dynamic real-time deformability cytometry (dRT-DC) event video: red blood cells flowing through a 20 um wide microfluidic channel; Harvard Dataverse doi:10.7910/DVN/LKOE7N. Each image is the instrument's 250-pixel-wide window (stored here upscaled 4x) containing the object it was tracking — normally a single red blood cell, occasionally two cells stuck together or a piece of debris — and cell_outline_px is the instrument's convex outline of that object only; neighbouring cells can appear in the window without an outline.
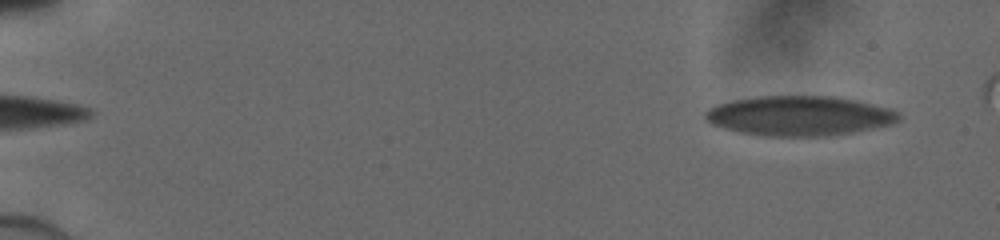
{"species": "human", "species_latin": "Homo sapiens", "temperature_condition": "cold", "stored_images_in_passage": 49, "camera_frame_rate_fps": 3000, "um_per_image_px": 0.085, "donor": {"sex": "male"}, "frame": {"image": 1, "passage_image": 3, "time_ms": 0.667, "image_size_px": [1000, 240], "cell_outline_px": [[900, 120], [892, 124], [848, 132], [824, 136], [768, 136], [740, 132], [712, 124], [704, 116], [704, 112], [716, 104], [732, 100], [760, 96], [828, 96], [852, 100], [884, 108], [896, 112], [900, 116]], "centroid_in_image_um": [67.86, 9.84], "position_along_channel_um": 17.1, "area_um2": 43.93}}
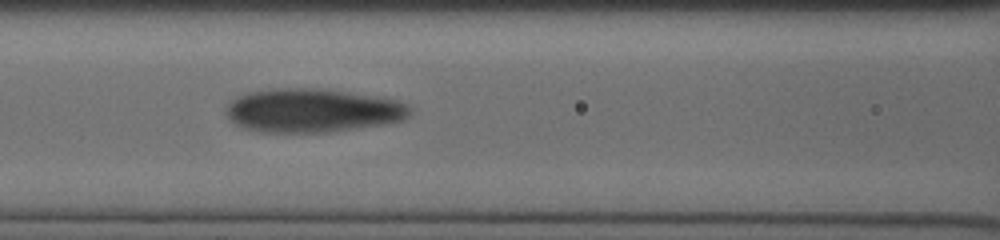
{"frame": {"image": 2, "passage_image": 23, "time_ms": 7.333, "image_size_px": [1000, 240], "cell_outline_px": [[412, 108], [408, 116], [404, 120], [380, 124], [328, 132], [260, 132], [244, 128], [236, 124], [224, 112], [228, 104], [236, 96], [248, 92], [280, 88], [320, 88], [384, 96], [396, 100]], "centroid_in_image_um": [26.56, 9.37], "position_along_channel_um": 140.0, "area_um2": 46.93}}
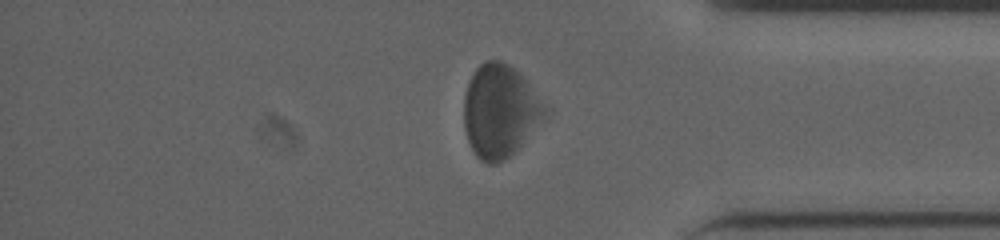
{"frame": {"image": 3, "passage_image": 42, "time_ms": 13.667, "image_size_px": [1000, 240], "cell_outline_px": [[544, 112], [520, 144], [504, 160], [496, 164], [488, 164], [480, 160], [476, 156], [468, 140], [464, 128], [464, 96], [468, 84], [476, 68], [484, 60], [500, 60], [508, 64], [524, 80]], "centroid_in_image_um": [42.34, 9.44], "position_along_channel_um": 392.9, "area_um2": 41.56}}